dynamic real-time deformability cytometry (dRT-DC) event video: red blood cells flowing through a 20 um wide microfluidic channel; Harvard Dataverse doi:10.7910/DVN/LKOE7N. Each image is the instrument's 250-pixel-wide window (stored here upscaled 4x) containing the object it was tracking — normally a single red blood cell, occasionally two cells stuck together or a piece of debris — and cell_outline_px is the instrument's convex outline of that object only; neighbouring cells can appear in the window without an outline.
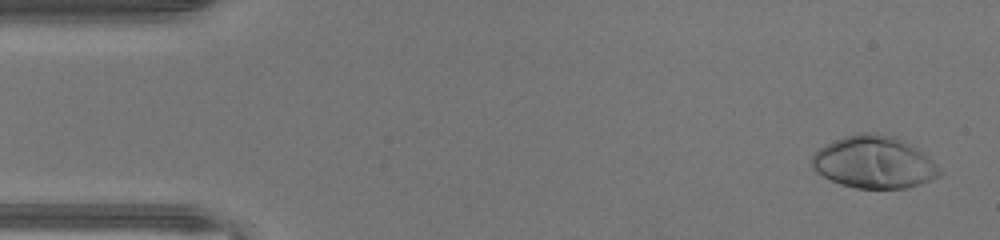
{"species": "human", "species_latin": "Homo sapiens", "temperature_condition": "warm", "stored_images_in_passage": 46, "camera_frame_rate_fps": 3000, "um_per_image_px": 0.085, "donor": {"sex": "male"}, "frame": {"image": 1, "passage_image": 2, "time_ms": 0.333, "image_size_px": [1000, 240], "cell_outline_px": [[944, 172], [940, 176], [920, 184], [908, 188], [856, 188], [840, 184], [816, 172], [812, 168], [812, 156], [824, 144], [844, 136], [856, 132], [868, 132], [896, 136], [904, 140], [916, 148], [932, 160]], "centroid_in_image_um": [74.3, 13.78], "position_along_channel_um": 10.7, "area_um2": 39.02}}
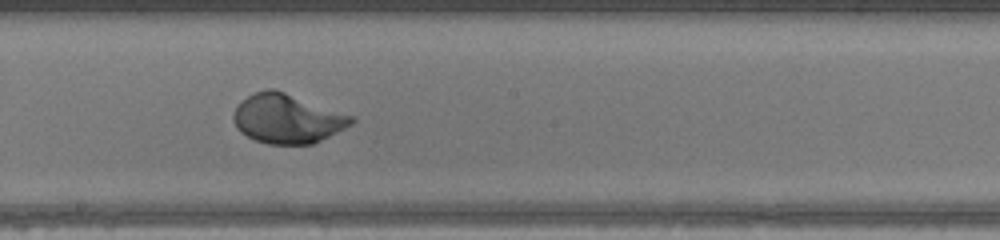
{"frame": {"image": 2, "passage_image": 25, "time_ms": 8.0, "image_size_px": [1000, 240], "cell_outline_px": [[356, 120], [352, 124], [312, 144], [268, 144], [256, 140], [240, 132], [236, 128], [232, 120], [232, 116], [236, 108], [248, 96], [264, 88], [272, 88], [356, 116]], "centroid_in_image_um": [24.42, 10.08], "position_along_channel_um": 223.8, "area_um2": 33.7}}
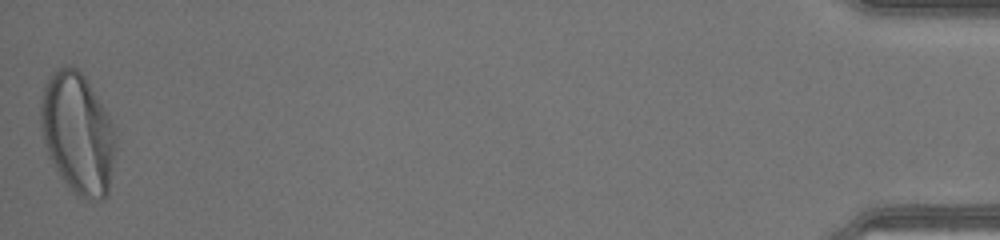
{"frame": {"image": 3, "passage_image": 46, "time_ms": 15.0, "image_size_px": [1000, 240], "cell_outline_px": [[116, 152], [108, 196], [104, 200], [100, 200], [80, 196], [72, 192], [48, 156], [44, 144], [40, 124], [40, 100], [44, 84], [48, 76], [52, 72], [64, 64], [76, 68], [88, 80], [108, 112], [112, 120], [116, 144]], "centroid_in_image_um": [6.61, 11.3], "position_along_channel_um": 428.6, "area_um2": 53.58}, "authors_computed_cell_mechanics": {"area_um2": 35.258, "velocity_mm_per_s": 4.4344, "shape_relaxation_time_tau1_ms": 2.9251, "shape_relaxation_time_tau2_ms": null, "deformation_change_tau1": 0.2169, "deformation_change_tau2": null}}